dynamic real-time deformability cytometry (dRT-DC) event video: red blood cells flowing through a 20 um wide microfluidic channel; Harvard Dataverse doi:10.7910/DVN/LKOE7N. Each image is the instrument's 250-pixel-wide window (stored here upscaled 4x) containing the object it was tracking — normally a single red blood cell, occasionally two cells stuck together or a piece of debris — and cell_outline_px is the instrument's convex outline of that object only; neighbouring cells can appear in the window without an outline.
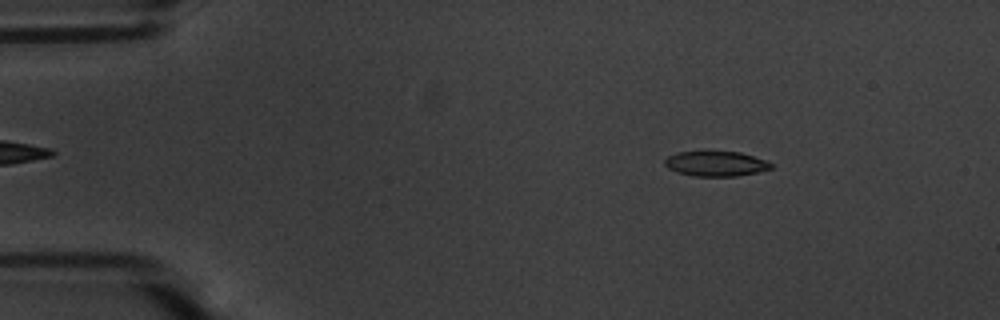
{"species": "common noctule bat (a hibernating species)", "species_latin": "Nyctalus noctula", "temperature_condition": "warm", "stored_images_in_passage": 55, "camera_frame_rate_fps": 3000, "um_per_image_px": 0.085, "animal": {"sex": "male", "body_mass_g": 20.1, "forearm_length_mm": 53.5}, "frame": {"image": 1, "passage_image": 8, "time_ms": 2.333, "image_size_px": [1000, 320], "cell_outline_px": [[772, 168], [756, 172], [736, 176], [696, 176], [676, 172], [668, 168], [664, 164], [664, 160], [668, 156], [676, 152], [740, 152], [764, 160], [772, 164]], "centroid_in_image_um": [60.8, 13.92], "position_along_channel_um": 24.2, "area_um2": 15.26}}
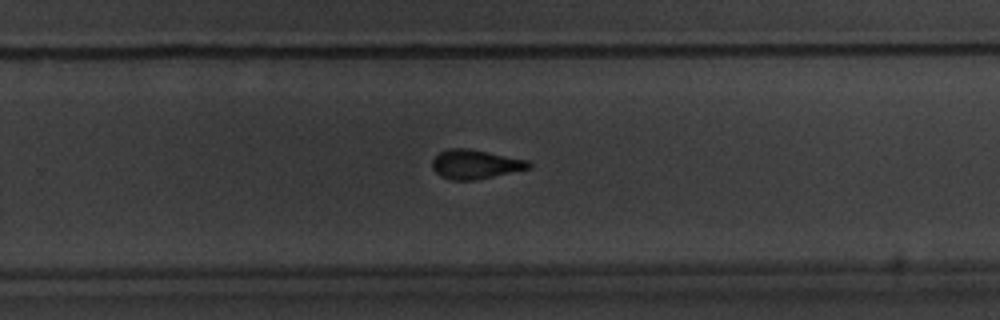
{"frame": {"image": 2, "passage_image": 36, "time_ms": 11.667, "image_size_px": [1000, 320], "cell_outline_px": [[532, 168], [476, 180], [452, 180], [440, 176], [432, 168], [432, 160], [440, 152], [448, 148], [468, 148], [528, 160], [532, 164]], "centroid_in_image_um": [40.41, 13.97], "position_along_channel_um": 289.4, "area_um2": 16.47}}
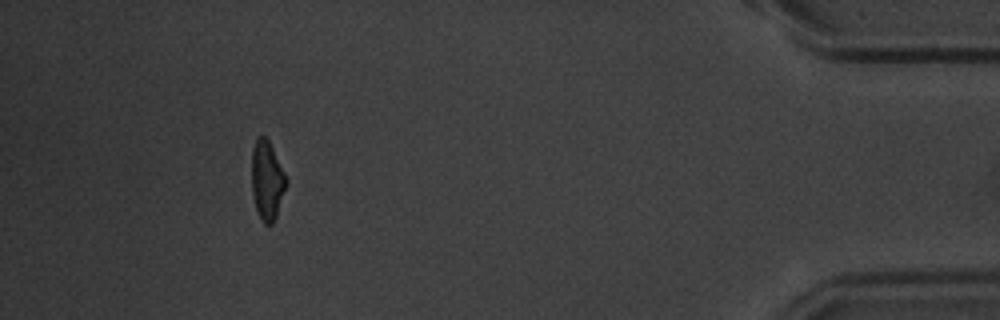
{"frame": {"image": 3, "passage_image": 51, "time_ms": 16.667, "image_size_px": [1000, 320], "cell_outline_px": [[288, 184], [276, 216], [272, 224], [264, 224], [260, 220], [256, 208], [252, 192], [252, 148], [256, 136], [264, 136], [268, 140], [288, 180]], "centroid_in_image_um": [22.7, 15.34], "position_along_channel_um": 412.5, "area_um2": 15.95}, "authors_computed_cell_mechanics": {"area_um2": 16.5886, "velocity_mm_per_s": 3.6326, "shape_relaxation_time_tau1_ms": 4.8236, "shape_relaxation_time_tau2_ms": 2.7545, "deformation_change_tau1": 0.1632, "deformation_change_tau2": 0.0941}}